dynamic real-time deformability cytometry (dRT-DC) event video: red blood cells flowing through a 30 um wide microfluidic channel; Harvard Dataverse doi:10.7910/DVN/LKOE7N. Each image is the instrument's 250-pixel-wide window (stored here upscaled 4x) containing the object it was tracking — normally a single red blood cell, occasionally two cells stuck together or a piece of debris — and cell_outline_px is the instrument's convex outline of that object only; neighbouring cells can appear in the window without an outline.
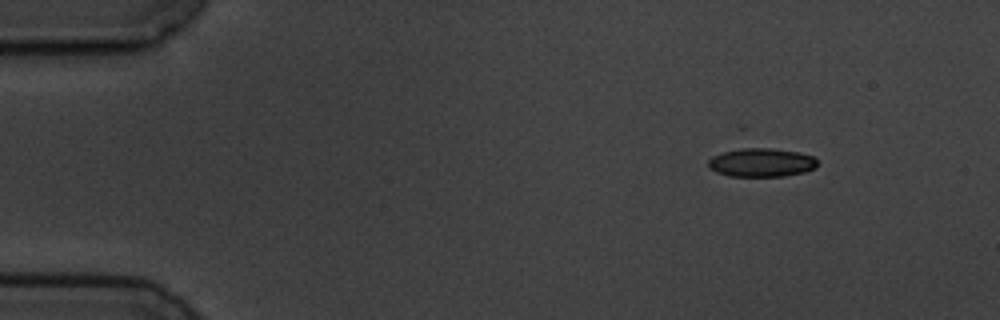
{"species": "common noctule bat (a hibernating species)", "species_latin": "Nyctalus noctula", "temperature_condition": "cold", "stored_images_in_passage": 3, "camera_frame_rate_fps": 3000, "um_per_image_px": 0.085, "animal": {"sex": "male", "body_mass_g": 19.5, "forearm_length_mm": 54.6}, "frame": {"image": 1, "passage_image": 1, "time_ms": 0.0, "image_size_px": [1000, 320], "cell_outline_px": [[816, 168], [804, 172], [784, 176], [728, 176], [716, 172], [708, 168], [708, 160], [712, 156], [724, 152], [740, 148], [772, 148], [796, 152], [812, 156], [816, 160]], "centroid_in_image_um": [64.68, 13.82], "position_along_channel_um": 20.3, "area_um2": 18.15}}